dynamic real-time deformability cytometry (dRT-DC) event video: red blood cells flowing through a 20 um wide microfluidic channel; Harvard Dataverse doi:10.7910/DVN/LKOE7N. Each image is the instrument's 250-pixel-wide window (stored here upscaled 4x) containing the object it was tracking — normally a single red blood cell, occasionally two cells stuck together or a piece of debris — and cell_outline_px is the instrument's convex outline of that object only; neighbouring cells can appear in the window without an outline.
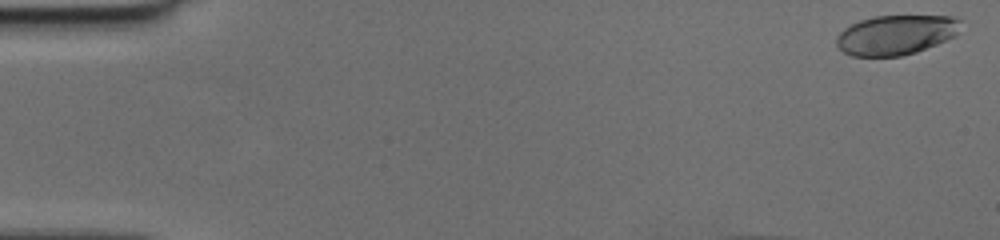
{"species": "human", "species_latin": "Homo sapiens", "temperature_condition": "cold", "stored_images_in_passage": 39, "camera_frame_rate_fps": 3000, "um_per_image_px": 0.085, "donor": {"sex": "female"}, "frame": {"image": 1, "passage_image": 2, "time_ms": 0.333, "image_size_px": [1000, 240], "cell_outline_px": [[960, 20], [956, 36], [916, 52], [900, 56], [852, 56], [844, 52], [836, 44], [836, 36], [844, 28], [860, 20], [872, 16], [956, 16]], "centroid_in_image_um": [76.14, 2.96], "position_along_channel_um": 8.9, "area_um2": 28.67}}
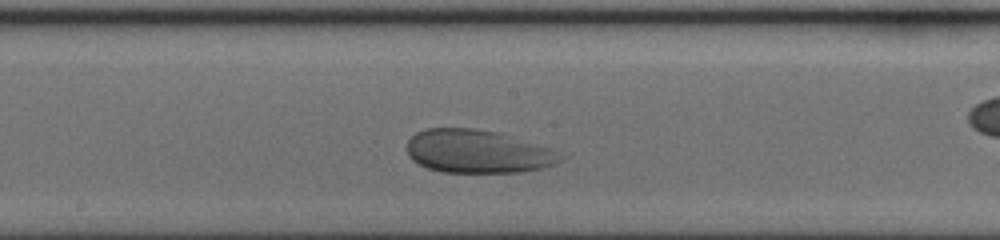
{"frame": {"image": 2, "passage_image": 25, "time_ms": 8.0, "image_size_px": [1000, 240], "cell_outline_px": [[564, 156], [556, 164], [540, 168], [520, 172], [440, 172], [428, 168], [412, 160], [408, 156], [408, 140], [416, 132], [424, 128], [472, 128], [500, 132], [548, 148]], "centroid_in_image_um": [40.56, 12.87], "position_along_channel_um": 207.6, "area_um2": 38.49}}
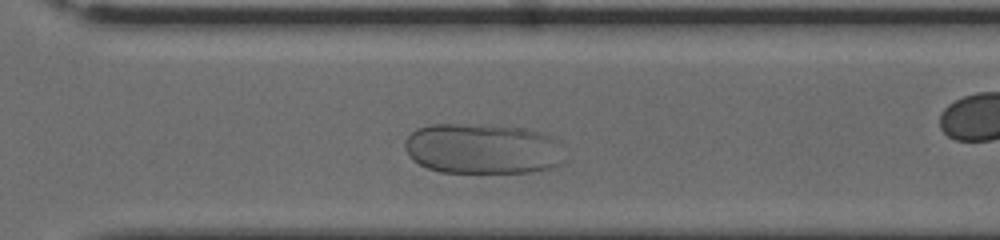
{"frame": {"image": 3, "passage_image": 34, "time_ms": 11.0, "image_size_px": [1000, 240], "cell_outline_px": [[560, 164], [552, 168], [528, 172], [440, 172], [428, 168], [412, 160], [404, 144], [408, 136], [416, 128], [428, 124], [468, 124], [520, 128], [536, 132], [548, 136], [552, 140]], "centroid_in_image_um": [40.85, 12.65], "position_along_channel_um": 329.7, "area_um2": 45.72}}